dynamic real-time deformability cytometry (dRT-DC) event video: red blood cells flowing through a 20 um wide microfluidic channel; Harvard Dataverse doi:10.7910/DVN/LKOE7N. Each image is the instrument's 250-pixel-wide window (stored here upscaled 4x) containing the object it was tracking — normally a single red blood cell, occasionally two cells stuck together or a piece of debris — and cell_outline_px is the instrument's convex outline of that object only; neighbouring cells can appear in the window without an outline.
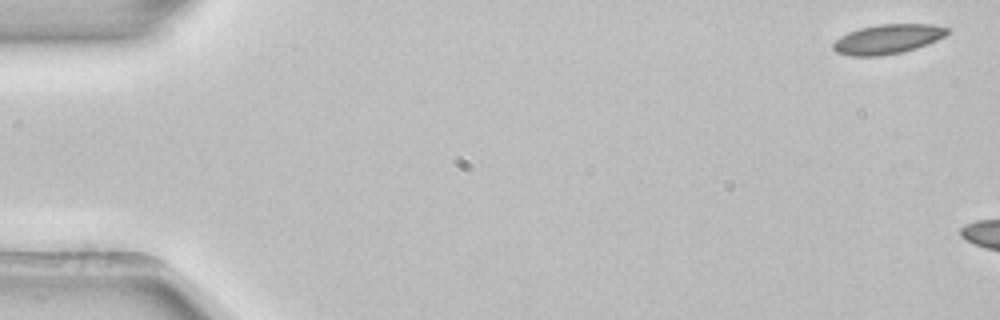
{"species": "common noctule bat (a hibernating species)", "species_latin": "Nyctalus noctula", "temperature_condition": "room temperature", "stored_images_in_passage": 3, "camera_frame_rate_fps": 3000, "um_per_image_px": 0.085, "animal": {"sex": "female", "body_mass_g": 22.7, "forearm_length_mm": 54.2}, "frame": {"image": 1, "passage_image": 1, "time_ms": 0.0, "image_size_px": [1000, 320], "cell_outline_px": [[952, 28], [944, 36], [936, 40], [916, 48], [900, 52], [880, 56], [852, 56], [836, 52], [832, 48], [832, 44], [840, 36], [848, 32], [860, 28], [880, 24], [932, 24]], "centroid_in_image_um": [75.44, 3.31], "position_along_channel_um": 9.6, "area_um2": 19.59}}